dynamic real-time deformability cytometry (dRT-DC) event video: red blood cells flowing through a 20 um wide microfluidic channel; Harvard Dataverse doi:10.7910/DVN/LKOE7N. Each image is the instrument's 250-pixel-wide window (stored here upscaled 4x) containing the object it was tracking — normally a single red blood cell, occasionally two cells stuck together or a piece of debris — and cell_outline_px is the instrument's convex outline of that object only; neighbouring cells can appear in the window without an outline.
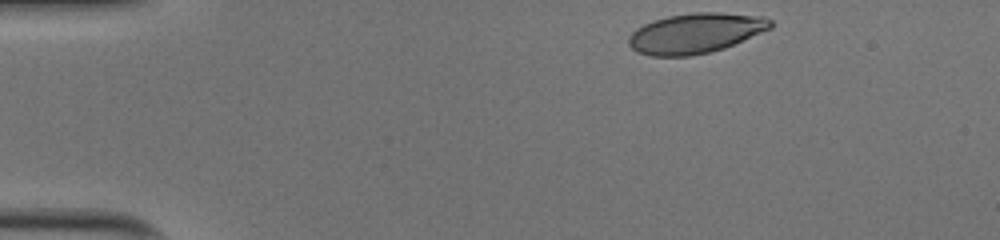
{"species": "human", "species_latin": "Homo sapiens", "temperature_condition": "cold", "stored_images_in_passage": 35, "camera_frame_rate_fps": 3000, "um_per_image_px": 0.085, "donor": {"sex": "male"}, "frame": {"image": 1, "passage_image": 1, "time_ms": 0.0, "image_size_px": [1000, 240], "cell_outline_px": [[772, 28], [724, 48], [692, 56], [652, 56], [636, 52], [628, 44], [628, 36], [636, 28], [652, 20], [668, 16], [696, 12], [720, 12], [764, 16], [772, 20]], "centroid_in_image_um": [59.11, 2.81], "position_along_channel_um": 25.9, "area_um2": 33.29}}
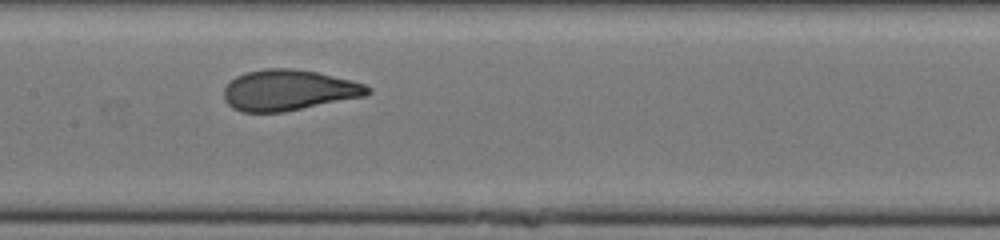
{"frame": {"image": 2, "passage_image": 19, "time_ms": 6.0, "image_size_px": [1000, 240], "cell_outline_px": [[372, 92], [364, 96], [284, 112], [240, 112], [232, 108], [224, 100], [224, 88], [236, 76], [248, 72], [264, 68], [292, 68], [316, 72], [352, 80], [364, 84], [372, 88]], "centroid_in_image_um": [24.53, 7.67], "position_along_channel_um": 182.9, "area_um2": 34.16}}
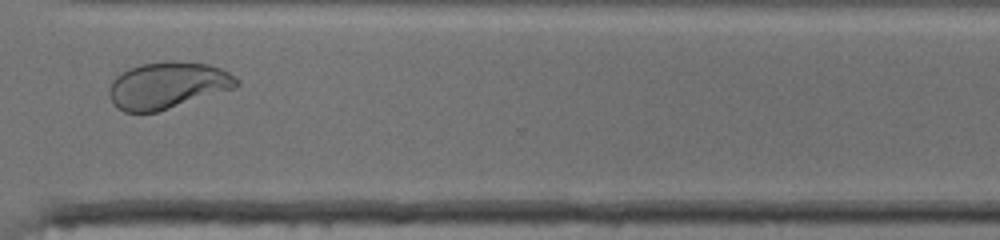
{"frame": {"image": 3, "passage_image": 32, "time_ms": 10.333, "image_size_px": [1000, 240], "cell_outline_px": [[240, 84], [236, 88], [156, 112], [124, 112], [116, 108], [112, 104], [108, 96], [108, 88], [112, 80], [116, 76], [140, 64], [164, 60], [172, 60], [208, 64], [220, 68], [236, 76], [240, 80]], "centroid_in_image_um": [14.24, 7.25], "position_along_channel_um": 356.4, "area_um2": 35.03}, "authors_computed_cell_mechanics": {"area_um2": 33.9286, "velocity_mm_per_s": 4.001, "shape_relaxation_time_tau1_ms": 4.427, "shape_relaxation_time_tau2_ms": null, "deformation_change_tau1": 0.1836, "deformation_change_tau2": null}}